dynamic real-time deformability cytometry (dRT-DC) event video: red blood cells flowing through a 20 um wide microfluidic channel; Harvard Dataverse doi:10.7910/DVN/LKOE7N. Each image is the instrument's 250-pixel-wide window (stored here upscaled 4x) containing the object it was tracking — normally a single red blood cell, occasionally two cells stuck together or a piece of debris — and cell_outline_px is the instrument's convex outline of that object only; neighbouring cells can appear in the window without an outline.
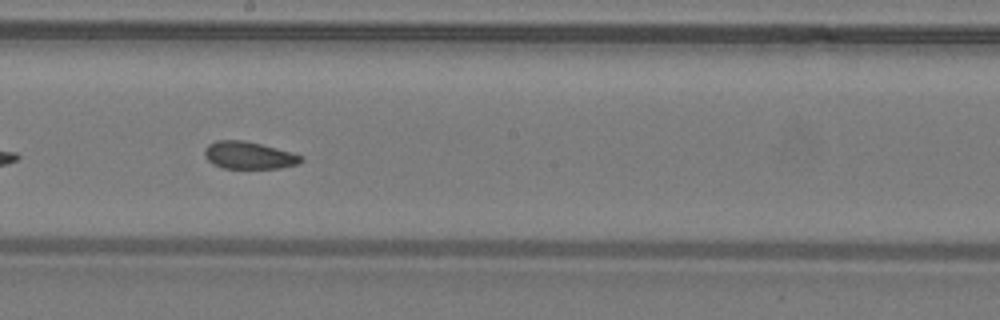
{"species": "common noctule bat (a hibernating species)", "species_latin": "Nyctalus noctula", "temperature_condition": "warm", "stored_images_in_passage": 38, "camera_frame_rate_fps": 3000, "um_per_image_px": 0.085, "animal": {"sex": "male", "body_mass_g": 19.2, "forearm_length_mm": 51.8}, "frame": {"image": 1, "passage_image": 17, "time_ms": 5.333, "image_size_px": [1000, 320], "cell_outline_px": [[304, 160], [296, 164], [280, 168], [224, 168], [212, 164], [204, 156], [204, 148], [208, 144], [216, 140], [244, 140], [292, 152], [300, 156]], "centroid_in_image_um": [21.1, 13.2], "position_along_channel_um": 227.1, "area_um2": 15.32}, "authors_computed_cell_mechanics": {"area_um2": 16.0684, "velocity_mm_per_s": 4.2946, "shape_relaxation_time_tau1_ms": null, "shape_relaxation_time_tau2_ms": 2.7046, "deformation_change_tau1": null, "deformation_change_tau2": 0.0796}}